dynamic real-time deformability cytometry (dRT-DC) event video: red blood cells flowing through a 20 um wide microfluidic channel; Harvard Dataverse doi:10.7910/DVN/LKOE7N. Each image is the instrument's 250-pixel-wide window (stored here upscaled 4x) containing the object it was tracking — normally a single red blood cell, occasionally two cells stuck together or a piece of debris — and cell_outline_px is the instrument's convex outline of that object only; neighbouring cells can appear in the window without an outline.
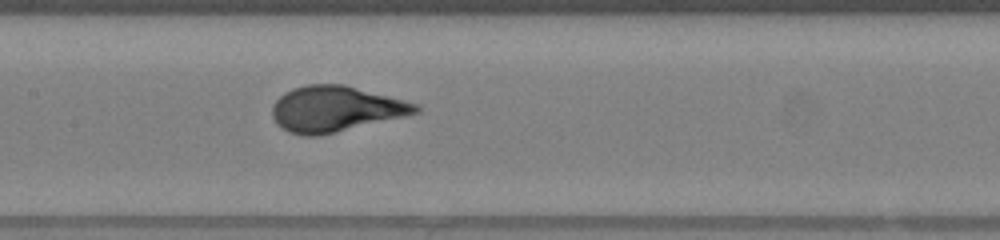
{"species": "human", "species_latin": "Homo sapiens", "temperature_condition": "warm", "stored_images_in_passage": 34, "camera_frame_rate_fps": 3000, "um_per_image_px": 0.085, "donor": {"sex": "female"}, "frame": {"image": 1, "passage_image": 15, "time_ms": 4.667, "image_size_px": [1000, 240], "cell_outline_px": [[420, 112], [404, 116], [320, 136], [304, 136], [288, 132], [276, 124], [272, 116], [272, 104], [284, 92], [292, 88], [304, 84], [344, 84], [420, 104]], "centroid_in_image_um": [28.49, 9.25], "position_along_channel_um": 178.9, "area_um2": 38.38}}